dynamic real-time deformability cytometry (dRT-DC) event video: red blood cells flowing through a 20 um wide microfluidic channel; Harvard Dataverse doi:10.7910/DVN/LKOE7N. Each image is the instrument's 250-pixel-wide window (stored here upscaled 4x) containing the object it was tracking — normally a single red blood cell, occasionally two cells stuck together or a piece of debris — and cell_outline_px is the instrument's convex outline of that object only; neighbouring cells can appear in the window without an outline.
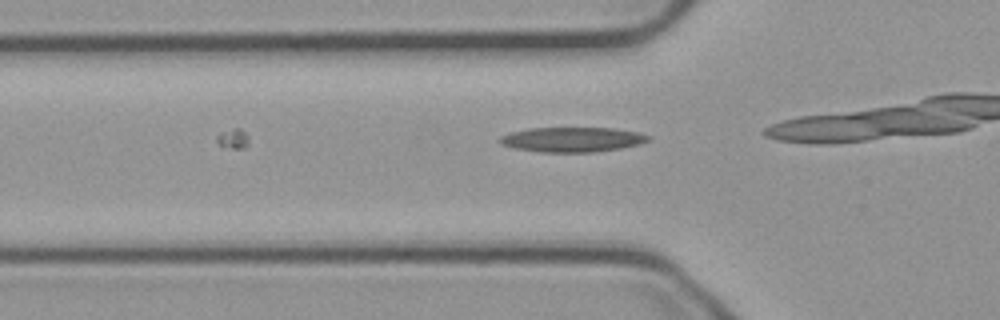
{"species": "common noctule bat (a hibernating species)", "species_latin": "Nyctalus noctula", "temperature_condition": "cold", "stored_images_in_passage": 14, "camera_frame_rate_fps": 3000, "um_per_image_px": 0.085, "animal": {"sex": "male", "body_mass_g": 23.1, "forearm_length_mm": 52.7}, "frame": {"image": 1, "passage_image": 14, "time_ms": 4.333, "image_size_px": [1000, 320], "cell_outline_px": [[652, 136], [648, 140], [636, 144], [620, 148], [596, 152], [540, 152], [516, 148], [504, 144], [500, 140], [500, 136], [512, 132], [528, 128], [612, 128], [640, 132]], "centroid_in_image_um": [48.67, 11.85], "position_along_channel_um": 77.1, "area_um2": 21.21}}